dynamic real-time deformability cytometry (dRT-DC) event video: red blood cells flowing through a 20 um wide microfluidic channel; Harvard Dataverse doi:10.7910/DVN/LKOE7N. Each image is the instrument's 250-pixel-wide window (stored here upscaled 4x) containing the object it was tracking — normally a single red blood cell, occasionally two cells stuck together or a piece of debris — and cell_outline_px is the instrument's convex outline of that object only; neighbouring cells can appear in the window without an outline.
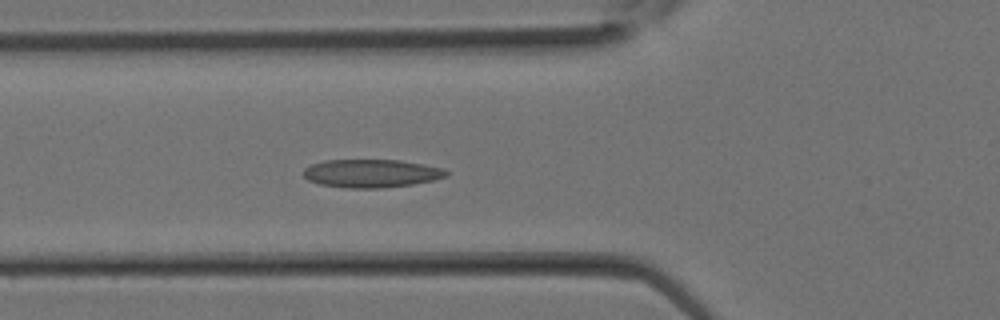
{"species": "Egyptian fruit bat (a non-hibernating species)", "species_latin": "Rousettus aegyptiacus", "temperature_condition": "room temperature", "stored_images_in_passage": 25, "camera_frame_rate_fps": 3000, "um_per_image_px": 0.085, "animal": {"sex": "female"}, "frame": {"image": 1, "passage_image": 7, "time_ms": 2.0, "image_size_px": [1000, 320], "cell_outline_px": [[448, 176], [432, 180], [412, 184], [380, 188], [348, 188], [320, 184], [308, 180], [304, 176], [304, 168], [312, 164], [324, 160], [400, 160], [424, 164], [444, 168], [448, 172]], "centroid_in_image_um": [31.57, 14.73], "position_along_channel_um": 94.2, "area_um2": 23.41}}
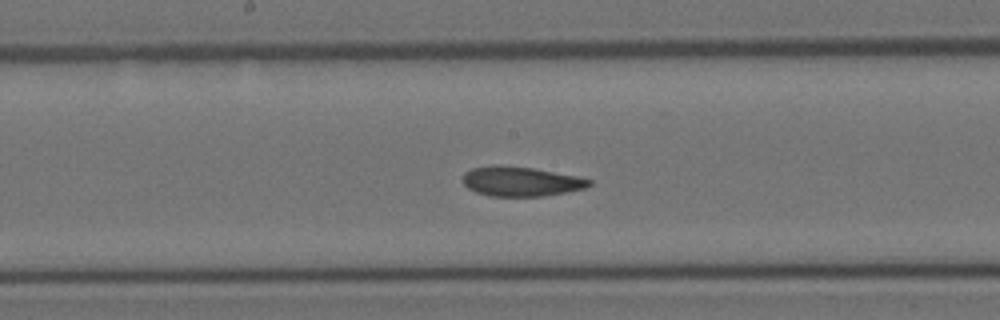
{"frame": {"image": 2, "passage_image": 12, "time_ms": 3.667, "image_size_px": [1000, 320], "cell_outline_px": [[592, 184], [588, 188], [544, 196], [488, 196], [476, 192], [468, 188], [460, 180], [464, 172], [472, 168], [496, 164], [500, 164], [532, 168], [580, 176], [592, 180]], "centroid_in_image_um": [44.27, 15.41], "position_along_channel_um": 203.9, "area_um2": 22.25}}
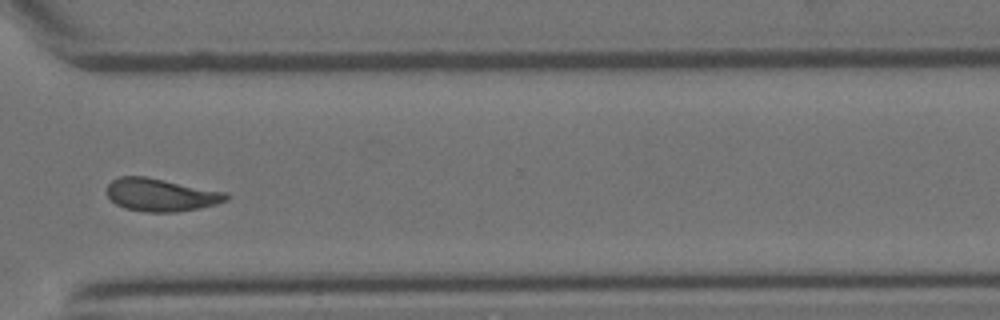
{"frame": {"image": 3, "passage_image": 19, "time_ms": 6.0, "image_size_px": [1000, 320], "cell_outline_px": [[228, 200], [216, 204], [200, 208], [176, 212], [144, 212], [124, 208], [116, 204], [108, 196], [108, 184], [112, 180], [120, 176], [144, 176], [228, 192]], "centroid_in_image_um": [13.7, 16.57], "position_along_channel_um": 356.9, "area_um2": 22.83}}